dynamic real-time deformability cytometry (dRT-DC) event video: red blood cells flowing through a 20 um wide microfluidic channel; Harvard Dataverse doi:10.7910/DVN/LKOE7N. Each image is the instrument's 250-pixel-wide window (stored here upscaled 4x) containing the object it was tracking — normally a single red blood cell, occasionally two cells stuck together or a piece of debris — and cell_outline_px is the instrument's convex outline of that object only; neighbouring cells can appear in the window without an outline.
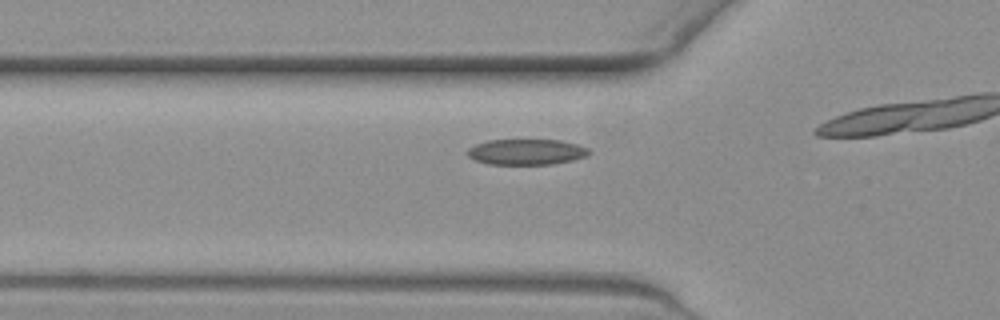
{"species": "common noctule bat (a hibernating species)", "species_latin": "Nyctalus noctula", "temperature_condition": "warm", "stored_images_in_passage": 18, "camera_frame_rate_fps": 3000, "um_per_image_px": 0.085, "animal": {"sex": "female", "body_mass_g": 19.3, "forearm_length_mm": 54.1}, "frame": {"image": 1, "passage_image": 13, "time_ms": 4.0, "image_size_px": [1000, 320], "cell_outline_px": [[592, 152], [588, 156], [572, 160], [552, 164], [488, 164], [476, 160], [468, 156], [464, 152], [468, 148], [476, 144], [488, 140], [560, 140], [576, 144], [588, 148]], "centroid_in_image_um": [44.74, 12.91], "position_along_channel_um": 81.1, "area_um2": 18.26}}
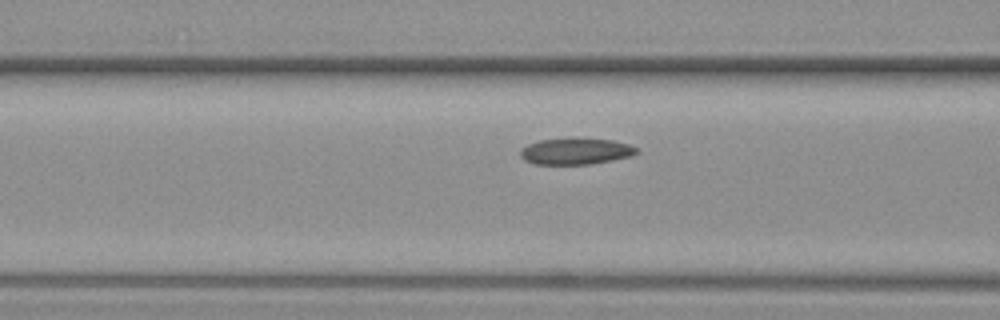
{"frame": {"image": 2, "passage_image": 16, "time_ms": 5.0, "image_size_px": [1000, 320], "cell_outline_px": [[640, 152], [632, 156], [612, 160], [588, 164], [536, 164], [524, 160], [520, 156], [520, 148], [528, 144], [540, 140], [612, 140], [628, 144], [636, 148]], "centroid_in_image_um": [48.93, 12.89], "position_along_channel_um": 117.7, "area_um2": 17.28}}